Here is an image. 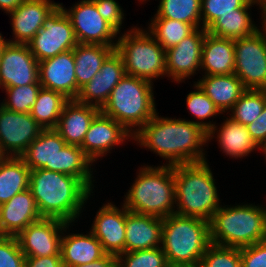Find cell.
<instances>
[{"label": "cell", "mask_w": 266, "mask_h": 267, "mask_svg": "<svg viewBox=\"0 0 266 267\" xmlns=\"http://www.w3.org/2000/svg\"><path fill=\"white\" fill-rule=\"evenodd\" d=\"M156 113L134 135L133 140L165 159L163 165L208 161L203 147L208 146V131L194 120L162 117Z\"/></svg>", "instance_id": "6da1fadb"}, {"label": "cell", "mask_w": 266, "mask_h": 267, "mask_svg": "<svg viewBox=\"0 0 266 267\" xmlns=\"http://www.w3.org/2000/svg\"><path fill=\"white\" fill-rule=\"evenodd\" d=\"M29 189L42 218L66 223H76L93 193L82 180L43 168L30 170Z\"/></svg>", "instance_id": "7a4b0ae2"}, {"label": "cell", "mask_w": 266, "mask_h": 267, "mask_svg": "<svg viewBox=\"0 0 266 267\" xmlns=\"http://www.w3.org/2000/svg\"><path fill=\"white\" fill-rule=\"evenodd\" d=\"M30 170L43 168L82 180L94 190L93 162L80 146L69 145L54 130H43L20 156Z\"/></svg>", "instance_id": "3957f363"}, {"label": "cell", "mask_w": 266, "mask_h": 267, "mask_svg": "<svg viewBox=\"0 0 266 267\" xmlns=\"http://www.w3.org/2000/svg\"><path fill=\"white\" fill-rule=\"evenodd\" d=\"M175 213L210 221L220 196L207 161L174 165Z\"/></svg>", "instance_id": "277c9868"}, {"label": "cell", "mask_w": 266, "mask_h": 267, "mask_svg": "<svg viewBox=\"0 0 266 267\" xmlns=\"http://www.w3.org/2000/svg\"><path fill=\"white\" fill-rule=\"evenodd\" d=\"M123 205L133 213L165 218L175 214L174 165L141 166Z\"/></svg>", "instance_id": "5b68a950"}, {"label": "cell", "mask_w": 266, "mask_h": 267, "mask_svg": "<svg viewBox=\"0 0 266 267\" xmlns=\"http://www.w3.org/2000/svg\"><path fill=\"white\" fill-rule=\"evenodd\" d=\"M209 230L211 243L225 247L242 248L265 241L266 207L221 205L209 221Z\"/></svg>", "instance_id": "8992f818"}, {"label": "cell", "mask_w": 266, "mask_h": 267, "mask_svg": "<svg viewBox=\"0 0 266 267\" xmlns=\"http://www.w3.org/2000/svg\"><path fill=\"white\" fill-rule=\"evenodd\" d=\"M153 85L146 79L126 74L100 111L134 135L157 113Z\"/></svg>", "instance_id": "52a82bcc"}, {"label": "cell", "mask_w": 266, "mask_h": 267, "mask_svg": "<svg viewBox=\"0 0 266 267\" xmlns=\"http://www.w3.org/2000/svg\"><path fill=\"white\" fill-rule=\"evenodd\" d=\"M161 248L170 265H198L211 244L209 221L171 214L162 219Z\"/></svg>", "instance_id": "ba28073f"}, {"label": "cell", "mask_w": 266, "mask_h": 267, "mask_svg": "<svg viewBox=\"0 0 266 267\" xmlns=\"http://www.w3.org/2000/svg\"><path fill=\"white\" fill-rule=\"evenodd\" d=\"M121 34L118 36L115 50L123 59L127 75L143 78L152 83L155 78L167 77L165 49L146 29L132 26L130 30Z\"/></svg>", "instance_id": "9c48e42d"}, {"label": "cell", "mask_w": 266, "mask_h": 267, "mask_svg": "<svg viewBox=\"0 0 266 267\" xmlns=\"http://www.w3.org/2000/svg\"><path fill=\"white\" fill-rule=\"evenodd\" d=\"M60 3L46 18L42 28L27 44L38 62L73 50L78 44L70 18Z\"/></svg>", "instance_id": "30bf717a"}, {"label": "cell", "mask_w": 266, "mask_h": 267, "mask_svg": "<svg viewBox=\"0 0 266 267\" xmlns=\"http://www.w3.org/2000/svg\"><path fill=\"white\" fill-rule=\"evenodd\" d=\"M234 40V74L246 89L266 90V30Z\"/></svg>", "instance_id": "8fae6325"}, {"label": "cell", "mask_w": 266, "mask_h": 267, "mask_svg": "<svg viewBox=\"0 0 266 267\" xmlns=\"http://www.w3.org/2000/svg\"><path fill=\"white\" fill-rule=\"evenodd\" d=\"M64 11L71 20L78 43L116 46L120 33L101 17L94 0L78 1Z\"/></svg>", "instance_id": "7c38bea8"}, {"label": "cell", "mask_w": 266, "mask_h": 267, "mask_svg": "<svg viewBox=\"0 0 266 267\" xmlns=\"http://www.w3.org/2000/svg\"><path fill=\"white\" fill-rule=\"evenodd\" d=\"M43 130L30 113L10 111L0 105V151L5 157H20Z\"/></svg>", "instance_id": "4fadbf2b"}, {"label": "cell", "mask_w": 266, "mask_h": 267, "mask_svg": "<svg viewBox=\"0 0 266 267\" xmlns=\"http://www.w3.org/2000/svg\"><path fill=\"white\" fill-rule=\"evenodd\" d=\"M39 83V62L27 44L7 42L0 58V88Z\"/></svg>", "instance_id": "5bb4252c"}, {"label": "cell", "mask_w": 266, "mask_h": 267, "mask_svg": "<svg viewBox=\"0 0 266 267\" xmlns=\"http://www.w3.org/2000/svg\"><path fill=\"white\" fill-rule=\"evenodd\" d=\"M204 28H197L177 45L165 50L167 77L181 83L201 70L202 46L206 35Z\"/></svg>", "instance_id": "9a60e30c"}, {"label": "cell", "mask_w": 266, "mask_h": 267, "mask_svg": "<svg viewBox=\"0 0 266 267\" xmlns=\"http://www.w3.org/2000/svg\"><path fill=\"white\" fill-rule=\"evenodd\" d=\"M66 224L55 218H41L29 224L16 236L25 257L60 255L61 239Z\"/></svg>", "instance_id": "2e32d148"}, {"label": "cell", "mask_w": 266, "mask_h": 267, "mask_svg": "<svg viewBox=\"0 0 266 267\" xmlns=\"http://www.w3.org/2000/svg\"><path fill=\"white\" fill-rule=\"evenodd\" d=\"M126 140L133 141V135L112 117L106 116L100 111L92 120L80 147L86 156L95 163Z\"/></svg>", "instance_id": "e0dca14e"}, {"label": "cell", "mask_w": 266, "mask_h": 267, "mask_svg": "<svg viewBox=\"0 0 266 267\" xmlns=\"http://www.w3.org/2000/svg\"><path fill=\"white\" fill-rule=\"evenodd\" d=\"M125 75L123 59L114 50L103 62L95 77L80 88L75 100L81 104L95 106L101 110L108 101L114 87Z\"/></svg>", "instance_id": "ac0fdd59"}, {"label": "cell", "mask_w": 266, "mask_h": 267, "mask_svg": "<svg viewBox=\"0 0 266 267\" xmlns=\"http://www.w3.org/2000/svg\"><path fill=\"white\" fill-rule=\"evenodd\" d=\"M109 202L97 210L89 230L99 240L106 254L118 256L125 252V206L122 204L119 208Z\"/></svg>", "instance_id": "d6986e66"}, {"label": "cell", "mask_w": 266, "mask_h": 267, "mask_svg": "<svg viewBox=\"0 0 266 267\" xmlns=\"http://www.w3.org/2000/svg\"><path fill=\"white\" fill-rule=\"evenodd\" d=\"M42 88L62 93L69 100L77 98V81L73 50L39 62Z\"/></svg>", "instance_id": "ffe728a7"}, {"label": "cell", "mask_w": 266, "mask_h": 267, "mask_svg": "<svg viewBox=\"0 0 266 267\" xmlns=\"http://www.w3.org/2000/svg\"><path fill=\"white\" fill-rule=\"evenodd\" d=\"M59 4L52 0H24L15 10L8 13L14 38L7 41L28 44Z\"/></svg>", "instance_id": "44dd1931"}, {"label": "cell", "mask_w": 266, "mask_h": 267, "mask_svg": "<svg viewBox=\"0 0 266 267\" xmlns=\"http://www.w3.org/2000/svg\"><path fill=\"white\" fill-rule=\"evenodd\" d=\"M41 218L36 201L28 188L0 205V235L17 236L29 224Z\"/></svg>", "instance_id": "7402d4cb"}, {"label": "cell", "mask_w": 266, "mask_h": 267, "mask_svg": "<svg viewBox=\"0 0 266 267\" xmlns=\"http://www.w3.org/2000/svg\"><path fill=\"white\" fill-rule=\"evenodd\" d=\"M125 252L161 247L162 218L130 212L125 207Z\"/></svg>", "instance_id": "603a6c76"}, {"label": "cell", "mask_w": 266, "mask_h": 267, "mask_svg": "<svg viewBox=\"0 0 266 267\" xmlns=\"http://www.w3.org/2000/svg\"><path fill=\"white\" fill-rule=\"evenodd\" d=\"M100 109L69 100L63 107L55 131L69 145L81 146L86 132Z\"/></svg>", "instance_id": "cb8c5ba5"}, {"label": "cell", "mask_w": 266, "mask_h": 267, "mask_svg": "<svg viewBox=\"0 0 266 267\" xmlns=\"http://www.w3.org/2000/svg\"><path fill=\"white\" fill-rule=\"evenodd\" d=\"M215 137L217 138V143H219L220 151L225 153L227 157H231V159H243L253 151L261 149L253 141L247 126L238 123L231 117H226L219 128L215 125L208 131V142H211Z\"/></svg>", "instance_id": "d4e9b609"}, {"label": "cell", "mask_w": 266, "mask_h": 267, "mask_svg": "<svg viewBox=\"0 0 266 267\" xmlns=\"http://www.w3.org/2000/svg\"><path fill=\"white\" fill-rule=\"evenodd\" d=\"M71 223H67L63 230L61 239L60 255L64 263V267H72L81 264H87L100 259L104 254V250L99 240L91 231L87 234L66 233Z\"/></svg>", "instance_id": "484cf974"}, {"label": "cell", "mask_w": 266, "mask_h": 267, "mask_svg": "<svg viewBox=\"0 0 266 267\" xmlns=\"http://www.w3.org/2000/svg\"><path fill=\"white\" fill-rule=\"evenodd\" d=\"M234 68V40L206 33L201 56L202 76L229 75L234 73Z\"/></svg>", "instance_id": "4316f807"}, {"label": "cell", "mask_w": 266, "mask_h": 267, "mask_svg": "<svg viewBox=\"0 0 266 267\" xmlns=\"http://www.w3.org/2000/svg\"><path fill=\"white\" fill-rule=\"evenodd\" d=\"M218 109L228 114L236 101L247 90L233 73L229 75H205L196 82Z\"/></svg>", "instance_id": "83f0119b"}, {"label": "cell", "mask_w": 266, "mask_h": 267, "mask_svg": "<svg viewBox=\"0 0 266 267\" xmlns=\"http://www.w3.org/2000/svg\"><path fill=\"white\" fill-rule=\"evenodd\" d=\"M116 46L78 43L74 49L77 96L80 88L90 82L101 69L103 62Z\"/></svg>", "instance_id": "f1b7e54d"}, {"label": "cell", "mask_w": 266, "mask_h": 267, "mask_svg": "<svg viewBox=\"0 0 266 267\" xmlns=\"http://www.w3.org/2000/svg\"><path fill=\"white\" fill-rule=\"evenodd\" d=\"M30 169L20 157L0 161V205L29 188Z\"/></svg>", "instance_id": "f546056e"}, {"label": "cell", "mask_w": 266, "mask_h": 267, "mask_svg": "<svg viewBox=\"0 0 266 267\" xmlns=\"http://www.w3.org/2000/svg\"><path fill=\"white\" fill-rule=\"evenodd\" d=\"M250 8H238L234 14L222 15L217 18L207 29L206 32L219 37L228 39H239L253 35L259 30V26L252 21Z\"/></svg>", "instance_id": "4dcf8cb0"}, {"label": "cell", "mask_w": 266, "mask_h": 267, "mask_svg": "<svg viewBox=\"0 0 266 267\" xmlns=\"http://www.w3.org/2000/svg\"><path fill=\"white\" fill-rule=\"evenodd\" d=\"M68 101L69 99L60 92L41 88L30 114L44 130L55 129Z\"/></svg>", "instance_id": "1f68e13d"}, {"label": "cell", "mask_w": 266, "mask_h": 267, "mask_svg": "<svg viewBox=\"0 0 266 267\" xmlns=\"http://www.w3.org/2000/svg\"><path fill=\"white\" fill-rule=\"evenodd\" d=\"M147 32L165 49H169L192 34L196 28L182 21L168 18H152Z\"/></svg>", "instance_id": "d6a6232c"}, {"label": "cell", "mask_w": 266, "mask_h": 267, "mask_svg": "<svg viewBox=\"0 0 266 267\" xmlns=\"http://www.w3.org/2000/svg\"><path fill=\"white\" fill-rule=\"evenodd\" d=\"M152 18H168L202 28L201 0H160Z\"/></svg>", "instance_id": "836d02e7"}, {"label": "cell", "mask_w": 266, "mask_h": 267, "mask_svg": "<svg viewBox=\"0 0 266 267\" xmlns=\"http://www.w3.org/2000/svg\"><path fill=\"white\" fill-rule=\"evenodd\" d=\"M266 105V90L247 89L234 106L228 111L233 120L247 126L251 124L261 113Z\"/></svg>", "instance_id": "e575fe53"}, {"label": "cell", "mask_w": 266, "mask_h": 267, "mask_svg": "<svg viewBox=\"0 0 266 267\" xmlns=\"http://www.w3.org/2000/svg\"><path fill=\"white\" fill-rule=\"evenodd\" d=\"M195 88L194 91H191L187 94L186 97V105L187 110L193 115L194 118H197L200 121H196L197 124L202 126L204 129L209 131L213 128L217 123H213L207 119L215 118V116L222 115L223 113L218 109V107L213 103V101L205 94V92L200 88V86L196 83L193 84ZM206 120V121H204Z\"/></svg>", "instance_id": "d590c367"}, {"label": "cell", "mask_w": 266, "mask_h": 267, "mask_svg": "<svg viewBox=\"0 0 266 267\" xmlns=\"http://www.w3.org/2000/svg\"><path fill=\"white\" fill-rule=\"evenodd\" d=\"M41 88V84L4 88L7 99L5 98L0 105L10 111L30 113Z\"/></svg>", "instance_id": "8d00e7d4"}, {"label": "cell", "mask_w": 266, "mask_h": 267, "mask_svg": "<svg viewBox=\"0 0 266 267\" xmlns=\"http://www.w3.org/2000/svg\"><path fill=\"white\" fill-rule=\"evenodd\" d=\"M161 247L124 252L117 256V267H168Z\"/></svg>", "instance_id": "74e56055"}, {"label": "cell", "mask_w": 266, "mask_h": 267, "mask_svg": "<svg viewBox=\"0 0 266 267\" xmlns=\"http://www.w3.org/2000/svg\"><path fill=\"white\" fill-rule=\"evenodd\" d=\"M198 267H242L241 248L210 244Z\"/></svg>", "instance_id": "f35d334b"}, {"label": "cell", "mask_w": 266, "mask_h": 267, "mask_svg": "<svg viewBox=\"0 0 266 267\" xmlns=\"http://www.w3.org/2000/svg\"><path fill=\"white\" fill-rule=\"evenodd\" d=\"M250 0H201L202 28L205 30L219 17L234 14L238 8H251Z\"/></svg>", "instance_id": "ab89813d"}, {"label": "cell", "mask_w": 266, "mask_h": 267, "mask_svg": "<svg viewBox=\"0 0 266 267\" xmlns=\"http://www.w3.org/2000/svg\"><path fill=\"white\" fill-rule=\"evenodd\" d=\"M25 260L17 237L0 235V267H24Z\"/></svg>", "instance_id": "60d3db41"}, {"label": "cell", "mask_w": 266, "mask_h": 267, "mask_svg": "<svg viewBox=\"0 0 266 267\" xmlns=\"http://www.w3.org/2000/svg\"><path fill=\"white\" fill-rule=\"evenodd\" d=\"M101 17L112 25L119 33L122 29L124 11L116 0H94Z\"/></svg>", "instance_id": "b9f144b4"}, {"label": "cell", "mask_w": 266, "mask_h": 267, "mask_svg": "<svg viewBox=\"0 0 266 267\" xmlns=\"http://www.w3.org/2000/svg\"><path fill=\"white\" fill-rule=\"evenodd\" d=\"M242 267H266V241L241 248Z\"/></svg>", "instance_id": "7bdbcfd3"}, {"label": "cell", "mask_w": 266, "mask_h": 267, "mask_svg": "<svg viewBox=\"0 0 266 267\" xmlns=\"http://www.w3.org/2000/svg\"><path fill=\"white\" fill-rule=\"evenodd\" d=\"M248 131L253 141L260 147L266 146V105L262 113L249 125Z\"/></svg>", "instance_id": "ee69618b"}, {"label": "cell", "mask_w": 266, "mask_h": 267, "mask_svg": "<svg viewBox=\"0 0 266 267\" xmlns=\"http://www.w3.org/2000/svg\"><path fill=\"white\" fill-rule=\"evenodd\" d=\"M24 267H64L61 255L26 257Z\"/></svg>", "instance_id": "f6af8a7d"}, {"label": "cell", "mask_w": 266, "mask_h": 267, "mask_svg": "<svg viewBox=\"0 0 266 267\" xmlns=\"http://www.w3.org/2000/svg\"><path fill=\"white\" fill-rule=\"evenodd\" d=\"M72 267H117V256L105 253L100 259L93 262Z\"/></svg>", "instance_id": "bcb514c9"}, {"label": "cell", "mask_w": 266, "mask_h": 267, "mask_svg": "<svg viewBox=\"0 0 266 267\" xmlns=\"http://www.w3.org/2000/svg\"><path fill=\"white\" fill-rule=\"evenodd\" d=\"M24 0H0V9L6 14L15 10Z\"/></svg>", "instance_id": "7dc6e473"}, {"label": "cell", "mask_w": 266, "mask_h": 267, "mask_svg": "<svg viewBox=\"0 0 266 267\" xmlns=\"http://www.w3.org/2000/svg\"><path fill=\"white\" fill-rule=\"evenodd\" d=\"M254 5L259 6V9L263 11L266 8V0H250Z\"/></svg>", "instance_id": "c3c4849f"}, {"label": "cell", "mask_w": 266, "mask_h": 267, "mask_svg": "<svg viewBox=\"0 0 266 267\" xmlns=\"http://www.w3.org/2000/svg\"><path fill=\"white\" fill-rule=\"evenodd\" d=\"M261 25H262V28H264L266 30V8L261 12Z\"/></svg>", "instance_id": "681fc988"}, {"label": "cell", "mask_w": 266, "mask_h": 267, "mask_svg": "<svg viewBox=\"0 0 266 267\" xmlns=\"http://www.w3.org/2000/svg\"><path fill=\"white\" fill-rule=\"evenodd\" d=\"M7 42H8L7 39L3 38L2 33H0V58H1L2 50Z\"/></svg>", "instance_id": "f907efd6"}, {"label": "cell", "mask_w": 266, "mask_h": 267, "mask_svg": "<svg viewBox=\"0 0 266 267\" xmlns=\"http://www.w3.org/2000/svg\"><path fill=\"white\" fill-rule=\"evenodd\" d=\"M168 267H198V265H170Z\"/></svg>", "instance_id": "816d5d0a"}, {"label": "cell", "mask_w": 266, "mask_h": 267, "mask_svg": "<svg viewBox=\"0 0 266 267\" xmlns=\"http://www.w3.org/2000/svg\"><path fill=\"white\" fill-rule=\"evenodd\" d=\"M260 150L262 151L263 154H265L264 157H265V160H266V146L262 147Z\"/></svg>", "instance_id": "f5cc1de1"}, {"label": "cell", "mask_w": 266, "mask_h": 267, "mask_svg": "<svg viewBox=\"0 0 266 267\" xmlns=\"http://www.w3.org/2000/svg\"><path fill=\"white\" fill-rule=\"evenodd\" d=\"M5 156L3 155V153L0 151V161L4 158Z\"/></svg>", "instance_id": "db71d44e"}, {"label": "cell", "mask_w": 266, "mask_h": 267, "mask_svg": "<svg viewBox=\"0 0 266 267\" xmlns=\"http://www.w3.org/2000/svg\"><path fill=\"white\" fill-rule=\"evenodd\" d=\"M139 2H141V3H143V2H145V1H147V0H138ZM149 1V0H148Z\"/></svg>", "instance_id": "11a10c76"}]
</instances>
